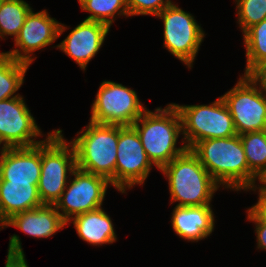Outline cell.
<instances>
[{"mask_svg": "<svg viewBox=\"0 0 266 267\" xmlns=\"http://www.w3.org/2000/svg\"><path fill=\"white\" fill-rule=\"evenodd\" d=\"M131 126L137 131L147 157L158 170L188 149L184 141L177 147L179 137H183L182 123L173 103L152 111L147 109Z\"/></svg>", "mask_w": 266, "mask_h": 267, "instance_id": "cell-1", "label": "cell"}, {"mask_svg": "<svg viewBox=\"0 0 266 267\" xmlns=\"http://www.w3.org/2000/svg\"><path fill=\"white\" fill-rule=\"evenodd\" d=\"M190 150L223 190L241 192L250 189V169L238 134L205 139Z\"/></svg>", "mask_w": 266, "mask_h": 267, "instance_id": "cell-2", "label": "cell"}, {"mask_svg": "<svg viewBox=\"0 0 266 267\" xmlns=\"http://www.w3.org/2000/svg\"><path fill=\"white\" fill-rule=\"evenodd\" d=\"M159 171L168 180L170 204L175 206L212 205L215 193L221 188L190 149Z\"/></svg>", "mask_w": 266, "mask_h": 267, "instance_id": "cell-3", "label": "cell"}, {"mask_svg": "<svg viewBox=\"0 0 266 267\" xmlns=\"http://www.w3.org/2000/svg\"><path fill=\"white\" fill-rule=\"evenodd\" d=\"M70 142L76 153V168L107 178L115 189L119 125L89 120Z\"/></svg>", "mask_w": 266, "mask_h": 267, "instance_id": "cell-4", "label": "cell"}, {"mask_svg": "<svg viewBox=\"0 0 266 267\" xmlns=\"http://www.w3.org/2000/svg\"><path fill=\"white\" fill-rule=\"evenodd\" d=\"M62 129H55L41 143V176L38 194L43 204L55 205L76 169L74 146Z\"/></svg>", "mask_w": 266, "mask_h": 267, "instance_id": "cell-5", "label": "cell"}, {"mask_svg": "<svg viewBox=\"0 0 266 267\" xmlns=\"http://www.w3.org/2000/svg\"><path fill=\"white\" fill-rule=\"evenodd\" d=\"M182 123V141L188 149L205 139L237 135L232 116L221 96L209 104L180 105L174 103Z\"/></svg>", "mask_w": 266, "mask_h": 267, "instance_id": "cell-6", "label": "cell"}, {"mask_svg": "<svg viewBox=\"0 0 266 267\" xmlns=\"http://www.w3.org/2000/svg\"><path fill=\"white\" fill-rule=\"evenodd\" d=\"M155 17L163 22V47L191 70L207 35L201 24L174 1Z\"/></svg>", "mask_w": 266, "mask_h": 267, "instance_id": "cell-7", "label": "cell"}, {"mask_svg": "<svg viewBox=\"0 0 266 267\" xmlns=\"http://www.w3.org/2000/svg\"><path fill=\"white\" fill-rule=\"evenodd\" d=\"M147 109L137 91L121 83L104 80L91 104L89 120L101 124L131 126Z\"/></svg>", "mask_w": 266, "mask_h": 267, "instance_id": "cell-8", "label": "cell"}, {"mask_svg": "<svg viewBox=\"0 0 266 267\" xmlns=\"http://www.w3.org/2000/svg\"><path fill=\"white\" fill-rule=\"evenodd\" d=\"M221 97L238 135L266 130V94L247 75H239L237 83Z\"/></svg>", "mask_w": 266, "mask_h": 267, "instance_id": "cell-9", "label": "cell"}, {"mask_svg": "<svg viewBox=\"0 0 266 267\" xmlns=\"http://www.w3.org/2000/svg\"><path fill=\"white\" fill-rule=\"evenodd\" d=\"M110 181L76 168L55 207L67 223L77 215L103 207Z\"/></svg>", "mask_w": 266, "mask_h": 267, "instance_id": "cell-10", "label": "cell"}, {"mask_svg": "<svg viewBox=\"0 0 266 267\" xmlns=\"http://www.w3.org/2000/svg\"><path fill=\"white\" fill-rule=\"evenodd\" d=\"M152 168L137 131L132 126H119L115 189L127 194L137 185L143 187Z\"/></svg>", "mask_w": 266, "mask_h": 267, "instance_id": "cell-11", "label": "cell"}, {"mask_svg": "<svg viewBox=\"0 0 266 267\" xmlns=\"http://www.w3.org/2000/svg\"><path fill=\"white\" fill-rule=\"evenodd\" d=\"M54 130L40 140V137L45 135L42 134L23 95L0 101V149L38 145Z\"/></svg>", "mask_w": 266, "mask_h": 267, "instance_id": "cell-12", "label": "cell"}, {"mask_svg": "<svg viewBox=\"0 0 266 267\" xmlns=\"http://www.w3.org/2000/svg\"><path fill=\"white\" fill-rule=\"evenodd\" d=\"M70 27L51 17L47 9L35 12L32 9L26 16L24 25L13 40L14 46L8 52L16 61L32 64L36 60L34 52L43 51Z\"/></svg>", "mask_w": 266, "mask_h": 267, "instance_id": "cell-13", "label": "cell"}, {"mask_svg": "<svg viewBox=\"0 0 266 267\" xmlns=\"http://www.w3.org/2000/svg\"><path fill=\"white\" fill-rule=\"evenodd\" d=\"M110 27L98 21L82 20L70 33L52 48L59 49L85 72L87 65L99 53L109 35Z\"/></svg>", "mask_w": 266, "mask_h": 267, "instance_id": "cell-14", "label": "cell"}, {"mask_svg": "<svg viewBox=\"0 0 266 267\" xmlns=\"http://www.w3.org/2000/svg\"><path fill=\"white\" fill-rule=\"evenodd\" d=\"M0 181L30 183L38 187L41 176V143L31 147L1 149Z\"/></svg>", "mask_w": 266, "mask_h": 267, "instance_id": "cell-15", "label": "cell"}, {"mask_svg": "<svg viewBox=\"0 0 266 267\" xmlns=\"http://www.w3.org/2000/svg\"><path fill=\"white\" fill-rule=\"evenodd\" d=\"M212 206H175L170 218L175 234L182 240L192 243L208 239L214 232L216 223Z\"/></svg>", "mask_w": 266, "mask_h": 267, "instance_id": "cell-16", "label": "cell"}, {"mask_svg": "<svg viewBox=\"0 0 266 267\" xmlns=\"http://www.w3.org/2000/svg\"><path fill=\"white\" fill-rule=\"evenodd\" d=\"M15 227L29 237L36 239H49L60 230L66 228L67 223L56 210L55 205L43 204L32 210L13 215L4 224Z\"/></svg>", "mask_w": 266, "mask_h": 267, "instance_id": "cell-17", "label": "cell"}, {"mask_svg": "<svg viewBox=\"0 0 266 267\" xmlns=\"http://www.w3.org/2000/svg\"><path fill=\"white\" fill-rule=\"evenodd\" d=\"M113 219L103 207L77 215L67 222L73 224L80 239L92 246L112 245L117 241Z\"/></svg>", "mask_w": 266, "mask_h": 267, "instance_id": "cell-18", "label": "cell"}, {"mask_svg": "<svg viewBox=\"0 0 266 267\" xmlns=\"http://www.w3.org/2000/svg\"><path fill=\"white\" fill-rule=\"evenodd\" d=\"M38 187L30 183L0 181V231L13 215L42 206Z\"/></svg>", "mask_w": 266, "mask_h": 267, "instance_id": "cell-19", "label": "cell"}, {"mask_svg": "<svg viewBox=\"0 0 266 267\" xmlns=\"http://www.w3.org/2000/svg\"><path fill=\"white\" fill-rule=\"evenodd\" d=\"M30 64L16 61L8 52H0V101L20 96Z\"/></svg>", "mask_w": 266, "mask_h": 267, "instance_id": "cell-20", "label": "cell"}, {"mask_svg": "<svg viewBox=\"0 0 266 267\" xmlns=\"http://www.w3.org/2000/svg\"><path fill=\"white\" fill-rule=\"evenodd\" d=\"M239 136L250 169V188H253L266 171V130L247 132Z\"/></svg>", "mask_w": 266, "mask_h": 267, "instance_id": "cell-21", "label": "cell"}, {"mask_svg": "<svg viewBox=\"0 0 266 267\" xmlns=\"http://www.w3.org/2000/svg\"><path fill=\"white\" fill-rule=\"evenodd\" d=\"M77 2L83 12L90 14L84 20L102 22L110 28L118 17H130L126 0H78Z\"/></svg>", "mask_w": 266, "mask_h": 267, "instance_id": "cell-22", "label": "cell"}, {"mask_svg": "<svg viewBox=\"0 0 266 267\" xmlns=\"http://www.w3.org/2000/svg\"><path fill=\"white\" fill-rule=\"evenodd\" d=\"M33 8L25 0H4L0 8V41L16 38Z\"/></svg>", "mask_w": 266, "mask_h": 267, "instance_id": "cell-23", "label": "cell"}, {"mask_svg": "<svg viewBox=\"0 0 266 267\" xmlns=\"http://www.w3.org/2000/svg\"><path fill=\"white\" fill-rule=\"evenodd\" d=\"M246 75L256 64L266 61V19L250 27L243 35Z\"/></svg>", "mask_w": 266, "mask_h": 267, "instance_id": "cell-24", "label": "cell"}, {"mask_svg": "<svg viewBox=\"0 0 266 267\" xmlns=\"http://www.w3.org/2000/svg\"><path fill=\"white\" fill-rule=\"evenodd\" d=\"M238 27L244 34L250 27L266 19V0H234Z\"/></svg>", "mask_w": 266, "mask_h": 267, "instance_id": "cell-25", "label": "cell"}, {"mask_svg": "<svg viewBox=\"0 0 266 267\" xmlns=\"http://www.w3.org/2000/svg\"><path fill=\"white\" fill-rule=\"evenodd\" d=\"M173 0H126L129 16H156Z\"/></svg>", "mask_w": 266, "mask_h": 267, "instance_id": "cell-26", "label": "cell"}, {"mask_svg": "<svg viewBox=\"0 0 266 267\" xmlns=\"http://www.w3.org/2000/svg\"><path fill=\"white\" fill-rule=\"evenodd\" d=\"M6 258L4 267H29L19 235L10 236Z\"/></svg>", "mask_w": 266, "mask_h": 267, "instance_id": "cell-27", "label": "cell"}, {"mask_svg": "<svg viewBox=\"0 0 266 267\" xmlns=\"http://www.w3.org/2000/svg\"><path fill=\"white\" fill-rule=\"evenodd\" d=\"M248 191H253L254 193L258 194L257 202L252 205L251 207H248L247 209L261 222L266 224V193L261 192L256 186L253 188H250Z\"/></svg>", "mask_w": 266, "mask_h": 267, "instance_id": "cell-28", "label": "cell"}, {"mask_svg": "<svg viewBox=\"0 0 266 267\" xmlns=\"http://www.w3.org/2000/svg\"><path fill=\"white\" fill-rule=\"evenodd\" d=\"M246 220L254 224L257 249L266 251V224L261 223L248 209L246 210Z\"/></svg>", "mask_w": 266, "mask_h": 267, "instance_id": "cell-29", "label": "cell"}, {"mask_svg": "<svg viewBox=\"0 0 266 267\" xmlns=\"http://www.w3.org/2000/svg\"><path fill=\"white\" fill-rule=\"evenodd\" d=\"M246 75L266 94V61L256 64Z\"/></svg>", "mask_w": 266, "mask_h": 267, "instance_id": "cell-30", "label": "cell"}, {"mask_svg": "<svg viewBox=\"0 0 266 267\" xmlns=\"http://www.w3.org/2000/svg\"><path fill=\"white\" fill-rule=\"evenodd\" d=\"M258 184L255 186L261 191L266 193V171L258 178Z\"/></svg>", "mask_w": 266, "mask_h": 267, "instance_id": "cell-31", "label": "cell"}, {"mask_svg": "<svg viewBox=\"0 0 266 267\" xmlns=\"http://www.w3.org/2000/svg\"><path fill=\"white\" fill-rule=\"evenodd\" d=\"M0 172H1V149H0ZM0 179H1V175H0Z\"/></svg>", "mask_w": 266, "mask_h": 267, "instance_id": "cell-32", "label": "cell"}, {"mask_svg": "<svg viewBox=\"0 0 266 267\" xmlns=\"http://www.w3.org/2000/svg\"><path fill=\"white\" fill-rule=\"evenodd\" d=\"M3 1H4V0H0V8H1V5H2Z\"/></svg>", "mask_w": 266, "mask_h": 267, "instance_id": "cell-33", "label": "cell"}]
</instances>
